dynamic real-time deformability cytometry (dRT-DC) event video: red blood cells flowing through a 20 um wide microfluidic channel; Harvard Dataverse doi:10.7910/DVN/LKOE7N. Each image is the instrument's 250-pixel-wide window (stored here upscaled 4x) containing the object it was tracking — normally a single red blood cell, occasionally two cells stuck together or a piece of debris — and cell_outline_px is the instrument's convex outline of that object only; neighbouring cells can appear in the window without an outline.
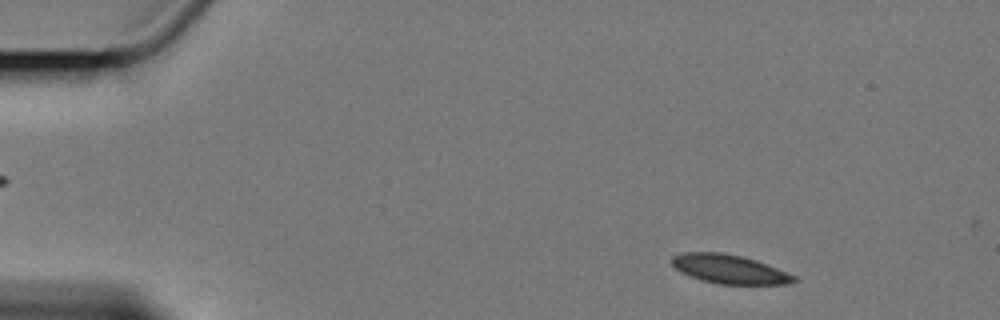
{"species": "Egyptian fruit bat (a non-hibernating species)", "species_latin": "Rousettus aegyptiacus", "temperature_condition": "cold", "stored_images_in_passage": 5, "camera_frame_rate_fps": 3000, "um_per_image_px": 0.085, "animal": {"sex": "female"}, "frame": {"image": 1, "passage_image": 1, "time_ms": 0.0, "image_size_px": [1000, 320], "cell_outline_px": [[796, 280], [792, 284], [716, 284], [700, 280], [688, 276], [680, 272], [672, 264], [672, 256], [684, 252], [724, 252], [756, 260], [768, 264], [788, 272], [796, 276]], "centroid_in_image_um": [62.0, 22.88], "position_along_channel_um": 23.0, "area_um2": 20.81}}
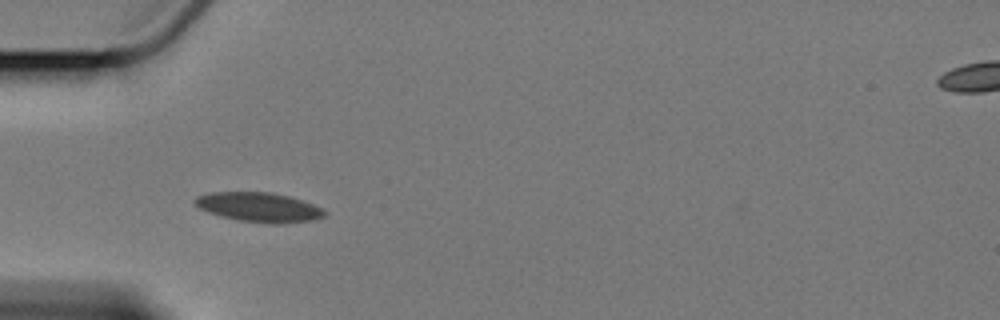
{"frame": {"image": 2, "passage_image": 4, "time_ms": 3.667, "image_size_px": [1000, 320], "cell_outline_px": [[328, 212], [324, 216], [312, 220], [236, 220], [220, 216], [208, 212], [200, 208], [192, 200], [196, 196], [212, 192], [272, 192], [288, 196], [312, 204]], "centroid_in_image_um": [21.91, 17.55], "position_along_channel_um": 63.1, "area_um2": 21.04}}
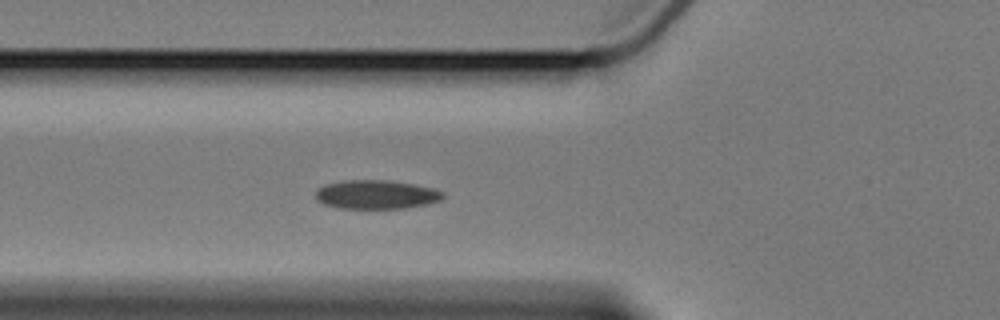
{"frame": {"image": 3, "passage_image": 5, "time_ms": 4.667, "image_size_px": [1000, 320], "cell_outline_px": [[444, 196], [440, 200], [428, 204], [404, 208], [336, 208], [324, 204], [316, 200], [316, 188], [324, 184], [344, 180], [388, 180], [412, 184], [432, 188], [444, 192]], "centroid_in_image_um": [31.94, 16.53], "position_along_channel_um": 93.9, "area_um2": 21.5}}